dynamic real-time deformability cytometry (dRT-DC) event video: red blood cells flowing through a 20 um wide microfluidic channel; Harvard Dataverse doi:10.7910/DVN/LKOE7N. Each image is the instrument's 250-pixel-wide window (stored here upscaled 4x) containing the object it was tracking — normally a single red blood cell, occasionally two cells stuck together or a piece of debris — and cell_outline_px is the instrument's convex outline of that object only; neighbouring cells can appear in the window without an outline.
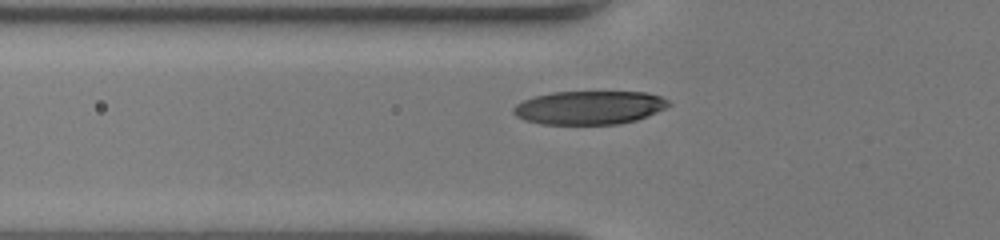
{"species": "human", "species_latin": "Homo sapiens", "temperature_condition": "room temperature", "stored_images_in_passage": 37, "camera_frame_rate_fps": 3000, "um_per_image_px": 0.085, "donor": {"sex": "female"}, "frame": {"image": 1, "passage_image": 4, "time_ms": 1.0, "image_size_px": [1000, 240], "cell_outline_px": [[672, 104], [656, 112], [636, 120], [620, 124], [540, 124], [524, 120], [516, 116], [512, 112], [512, 108], [516, 104], [524, 100], [536, 96], [552, 92], [648, 92], [660, 96], [668, 100]], "centroid_in_image_um": [50.08, 9.15], "position_along_channel_um": 75.7, "area_um2": 30.35}}
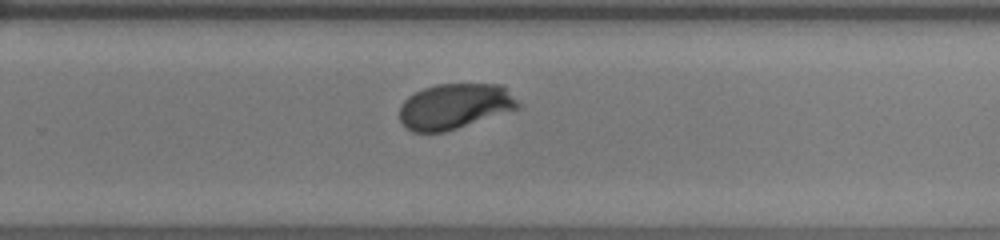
{"frame": {"image": 2, "passage_image": 20, "time_ms": 6.333, "image_size_px": [1000, 240], "cell_outline_px": [[520, 108], [444, 132], [412, 132], [404, 128], [400, 124], [400, 104], [408, 96], [424, 88], [436, 84], [504, 84], [520, 104]], "centroid_in_image_um": [38.63, 9.03], "position_along_channel_um": 291.2, "area_um2": 31.56}}
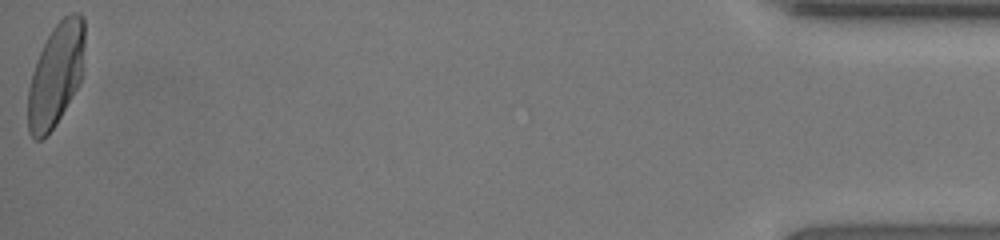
{"frame": {"image": 3, "passage_image": 37, "time_ms": 12.0, "image_size_px": [1000, 240], "cell_outline_px": [[84, 72], [80, 84], [56, 124], [40, 140], [36, 140], [28, 132], [28, 88], [32, 72], [36, 60], [52, 28], [64, 16], [72, 12], [80, 12], [84, 20]], "centroid_in_image_um": [4.77, 6.34], "position_along_channel_um": 430.4, "area_um2": 34.28}, "authors_computed_cell_mechanics": {"area_um2": 31.79, "velocity_mm_per_s": 4.0619, "shape_relaxation_time_tau1_ms": 2.9573, "shape_relaxation_time_tau2_ms": null, "deformation_change_tau1": 0.1486, "deformation_change_tau2": null}}